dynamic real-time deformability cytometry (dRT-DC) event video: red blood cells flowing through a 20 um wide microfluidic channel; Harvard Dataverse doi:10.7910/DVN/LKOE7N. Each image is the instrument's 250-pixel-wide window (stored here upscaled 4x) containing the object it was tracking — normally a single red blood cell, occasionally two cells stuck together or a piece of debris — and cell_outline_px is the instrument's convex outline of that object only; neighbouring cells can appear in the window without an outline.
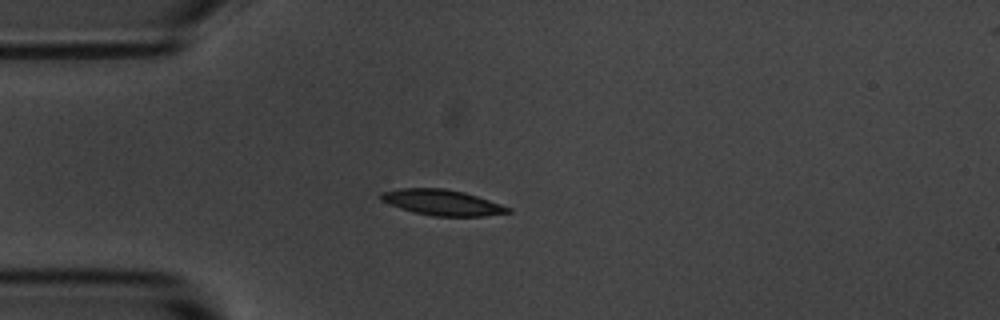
{"species": "common noctule bat (a hibernating species)", "species_latin": "Nyctalus noctula", "temperature_condition": "room temperature", "stored_images_in_passage": 42, "camera_frame_rate_fps": 3000, "um_per_image_px": 0.085, "animal": {"sex": "male", "body_mass_g": 20.1, "forearm_length_mm": 53.5}, "frame": {"image": 1, "passage_image": 1, "time_ms": 0.0, "image_size_px": [1000, 320], "cell_outline_px": [[512, 212], [484, 216], [432, 216], [400, 208], [380, 200], [380, 192], [400, 188], [444, 188], [464, 192], [512, 208]], "centroid_in_image_um": [37.58, 17.21], "position_along_channel_um": 47.4, "area_um2": 18.9}}
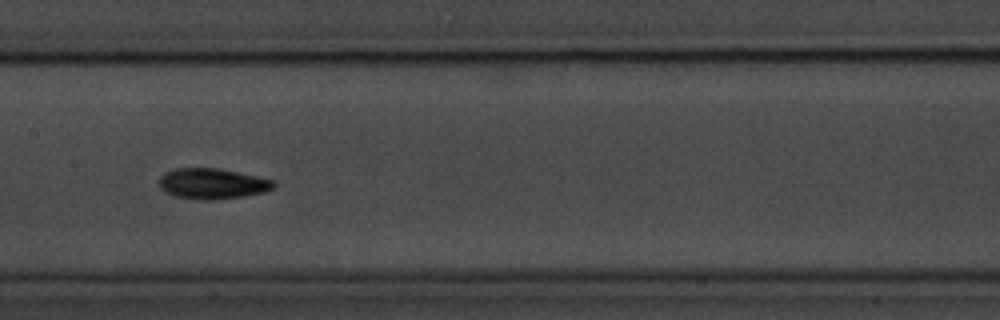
{"frame": {"image": 2, "passage_image": 14, "time_ms": 4.333, "image_size_px": [1000, 320], "cell_outline_px": [[276, 184], [272, 188], [264, 192], [244, 196], [216, 200], [200, 200], [176, 196], [164, 192], [160, 188], [160, 176], [164, 172], [176, 168], [220, 168], [276, 180]], "centroid_in_image_um": [18.06, 15.61], "position_along_channel_um": 189.3, "area_um2": 20.63}}
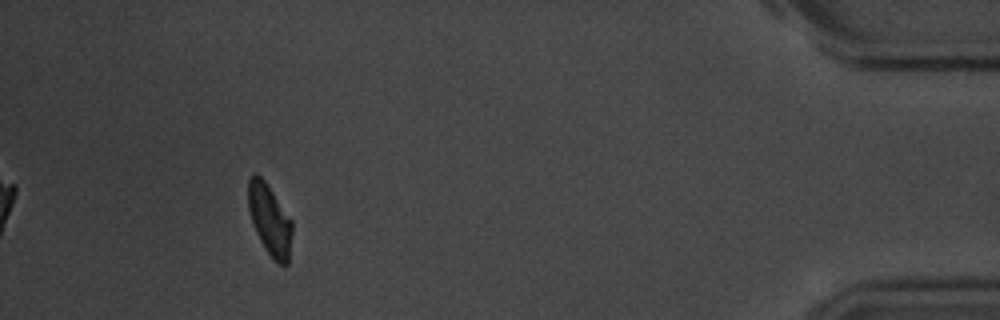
{"frame": {"image": 3, "passage_image": 38, "time_ms": 12.333, "image_size_px": [1000, 320], "cell_outline_px": [[292, 232], [288, 264], [280, 264], [264, 248], [256, 232], [248, 208], [248, 180], [252, 172], [256, 172], [264, 180], [292, 220]], "centroid_in_image_um": [22.91, 18.64], "position_along_channel_um": 412.3, "area_um2": 17.92}, "authors_computed_cell_mechanics": {"area_um2": 18.7561, "velocity_mm_per_s": 3.5645, "shape_relaxation_time_tau1_ms": 2.1167, "shape_relaxation_time_tau2_ms": 5.3335, "deformation_change_tau1": 0.1065, "deformation_change_tau2": 0.1096}}